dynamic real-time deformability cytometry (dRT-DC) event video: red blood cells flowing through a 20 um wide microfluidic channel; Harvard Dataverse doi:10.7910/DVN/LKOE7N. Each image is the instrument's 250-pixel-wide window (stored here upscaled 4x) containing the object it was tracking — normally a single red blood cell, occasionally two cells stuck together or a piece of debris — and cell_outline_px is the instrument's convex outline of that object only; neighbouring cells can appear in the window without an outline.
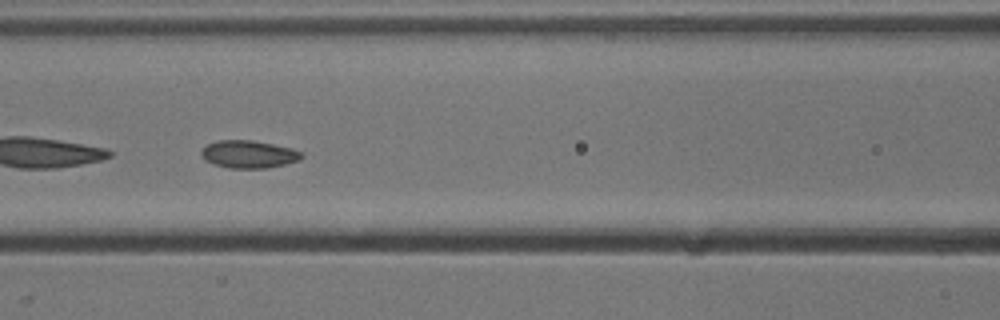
{"species": "common noctule bat (a hibernating species)", "species_latin": "Nyctalus noctula", "temperature_condition": "cold", "stored_images_in_passage": 50, "camera_frame_rate_fps": 3000, "um_per_image_px": 0.085, "animal": {"sex": "male", "body_mass_g": 13.3}, "frame": {"image": 1, "passage_image": 22, "time_ms": 7.0, "image_size_px": [1000, 320], "cell_outline_px": [[304, 156], [300, 160], [268, 168], [228, 168], [204, 160], [200, 152], [208, 144], [216, 140], [252, 140], [292, 148], [300, 152]], "centroid_in_image_um": [21.14, 13.11], "position_along_channel_um": 145.5, "area_um2": 16.07}}
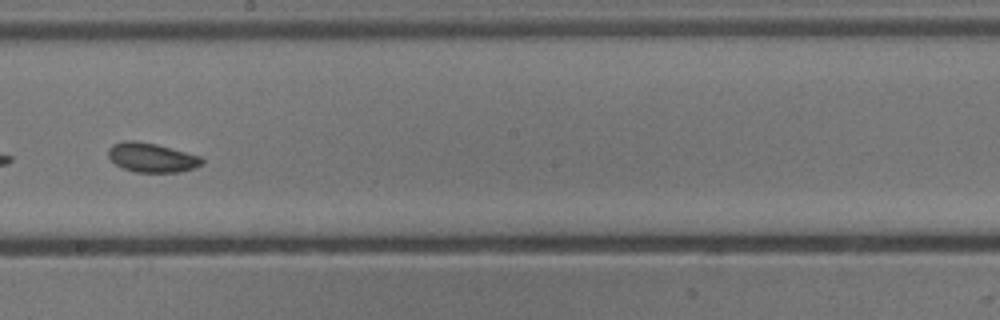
{"frame": {"image": 2, "passage_image": 29, "time_ms": 9.333, "image_size_px": [1000, 320], "cell_outline_px": [[204, 164], [196, 168], [180, 172], [136, 172], [124, 168], [116, 164], [108, 156], [108, 148], [112, 144], [124, 140], [136, 140], [156, 144], [200, 156], [204, 160]], "centroid_in_image_um": [12.91, 13.39], "position_along_channel_um": 235.3, "area_um2": 16.07}, "authors_computed_cell_mechanics": {"area_um2": 16.8487, "velocity_mm_per_s": 3.858, "shape_relaxation_time_tau1_ms": null, "shape_relaxation_time_tau2_ms": 1.9991, "deformation_change_tau1": null, "deformation_change_tau2": 0.0536}}